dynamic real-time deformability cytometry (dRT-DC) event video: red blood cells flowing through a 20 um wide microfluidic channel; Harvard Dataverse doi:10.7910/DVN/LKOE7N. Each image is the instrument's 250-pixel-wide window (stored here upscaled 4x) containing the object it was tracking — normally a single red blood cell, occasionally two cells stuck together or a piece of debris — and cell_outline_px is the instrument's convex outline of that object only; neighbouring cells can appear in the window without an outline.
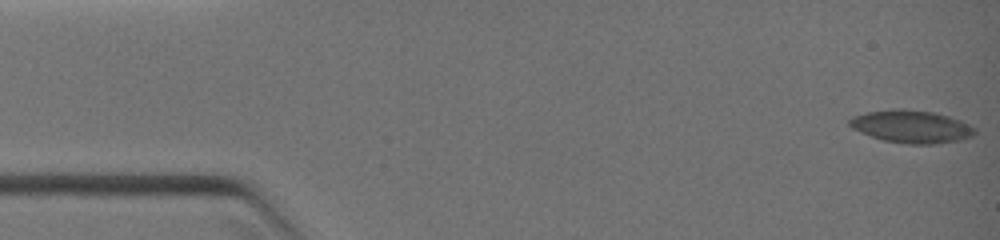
{"species": "common noctule bat (a hibernating species)", "species_latin": "Nyctalus noctula", "temperature_condition": "warm", "stored_images_in_passage": 4, "camera_frame_rate_fps": 3000, "um_per_image_px": 0.085, "animal": {"sex": "female", "body_mass_g": 19.0, "forearm_length_mm": 51.5}, "frame": {"image": 1, "passage_image": 1, "time_ms": 0.0, "image_size_px": [1000, 240], "cell_outline_px": [[976, 132], [972, 136], [956, 140], [932, 144], [912, 144], [884, 140], [872, 136], [852, 128], [848, 124], [848, 120], [856, 116], [868, 112], [892, 108], [904, 108], [932, 112], [948, 116], [960, 120], [976, 128]], "centroid_in_image_um": [77.47, 10.74], "position_along_channel_um": 7.5, "area_um2": 23.52}}